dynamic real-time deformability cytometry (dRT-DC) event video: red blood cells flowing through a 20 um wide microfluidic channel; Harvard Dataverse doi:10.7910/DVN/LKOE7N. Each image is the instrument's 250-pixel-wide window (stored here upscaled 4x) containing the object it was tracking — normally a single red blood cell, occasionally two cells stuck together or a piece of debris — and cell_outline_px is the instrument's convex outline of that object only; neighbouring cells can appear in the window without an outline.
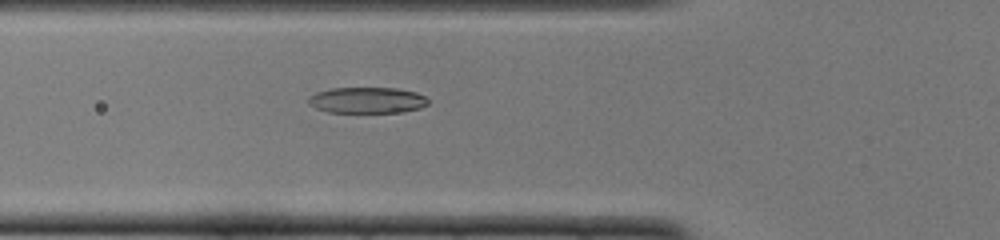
{"species": "common noctule bat (a hibernating species)", "species_latin": "Nyctalus noctula", "temperature_condition": "cold", "stored_images_in_passage": 50, "camera_frame_rate_fps": 3000, "um_per_image_px": 0.085, "animal": {"sex": "female", "body_mass_g": 22.0, "forearm_length_mm": 56.7}, "frame": {"image": 1, "passage_image": 18, "time_ms": 5.667, "image_size_px": [1000, 240], "cell_outline_px": [[428, 104], [420, 108], [404, 112], [328, 112], [316, 108], [308, 104], [308, 96], [316, 92], [332, 88], [396, 88], [416, 92], [424, 96], [428, 100]], "centroid_in_image_um": [31.19, 8.52], "position_along_channel_um": 94.6, "area_um2": 18.21}}
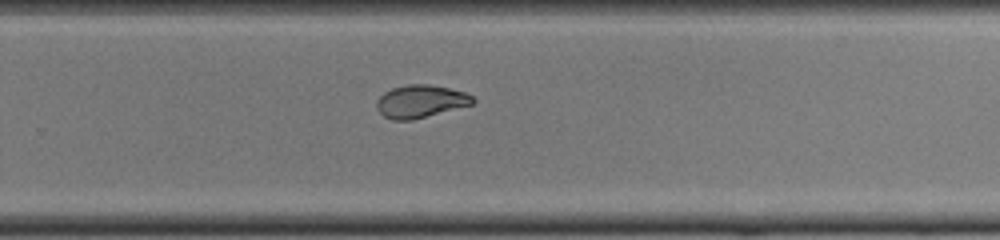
{"frame": {"image": 2, "passage_image": 33, "time_ms": 10.667, "image_size_px": [1000, 240], "cell_outline_px": [[476, 100], [472, 104], [412, 120], [392, 120], [384, 116], [376, 108], [376, 100], [384, 92], [392, 88], [408, 84], [428, 84], [448, 88], [464, 92], [472, 96]], "centroid_in_image_um": [35.71, 8.61], "position_along_channel_um": 294.1, "area_um2": 18.21}}
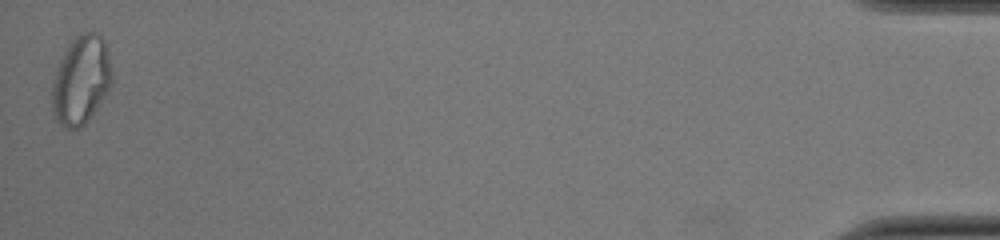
{"frame": {"image": 3, "passage_image": 50, "time_ms": 16.333, "image_size_px": [1000, 240], "cell_outline_px": [[112, 84], [108, 92], [88, 120], [80, 128], [64, 128], [56, 120], [52, 112], [52, 80], [56, 68], [68, 44], [80, 32], [96, 32], [104, 40], [108, 52], [112, 72]], "centroid_in_image_um": [6.88, 6.81], "position_along_channel_um": 428.3, "area_um2": 31.15}, "authors_computed_cell_mechanics": {"area_um2": 19.0162, "velocity_mm_per_s": 3.9951, "shape_relaxation_time_tau1_ms": 4.32, "shape_relaxation_time_tau2_ms": 2.3461, "deformation_change_tau1": 0.1852, "deformation_change_tau2": 0.0747}}